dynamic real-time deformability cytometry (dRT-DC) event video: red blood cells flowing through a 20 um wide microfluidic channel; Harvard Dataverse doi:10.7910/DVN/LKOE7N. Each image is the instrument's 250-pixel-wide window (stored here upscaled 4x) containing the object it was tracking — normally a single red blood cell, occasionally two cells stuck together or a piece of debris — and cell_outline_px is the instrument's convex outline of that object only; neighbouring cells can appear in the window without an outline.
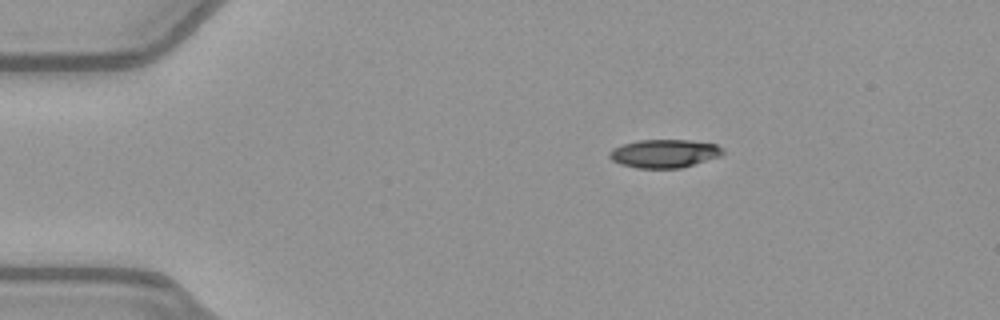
{"species": "common noctule bat (a hibernating species)", "species_latin": "Nyctalus noctula", "temperature_condition": "warm", "stored_images_in_passage": 43, "camera_frame_rate_fps": 3000, "um_per_image_px": 0.085, "animal": {"sex": "female", "body_mass_g": 21.9}, "frame": {"image": 1, "passage_image": 1, "time_ms": 0.0, "image_size_px": [1000, 320], "cell_outline_px": [[724, 152], [720, 156], [680, 168], [636, 168], [620, 164], [612, 160], [608, 156], [608, 152], [612, 148], [636, 140], [688, 140], [716, 144], [724, 148]], "centroid_in_image_um": [56.44, 13.04], "position_along_channel_um": 28.6, "area_um2": 18.73}}
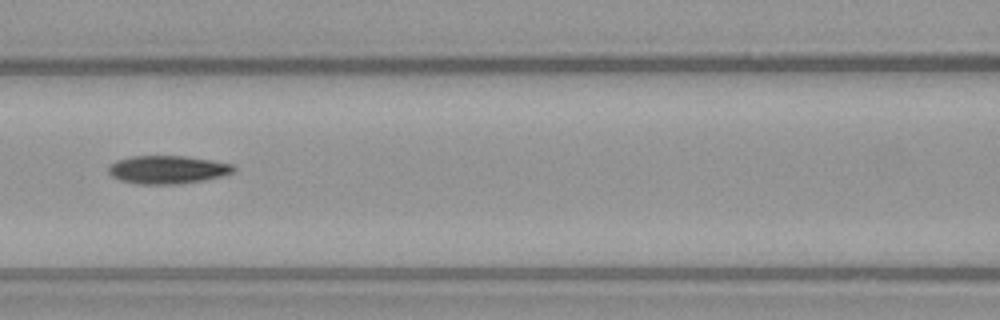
{"frame": {"image": 2, "passage_image": 15, "time_ms": 4.667, "image_size_px": [1000, 320], "cell_outline_px": [[236, 168], [232, 172], [220, 176], [204, 180], [176, 184], [136, 184], [120, 180], [112, 176], [108, 172], [108, 164], [116, 160], [132, 156], [184, 156], [212, 160], [232, 164]], "centroid_in_image_um": [14.19, 14.41], "position_along_channel_um": 152.4, "area_um2": 20.52}}
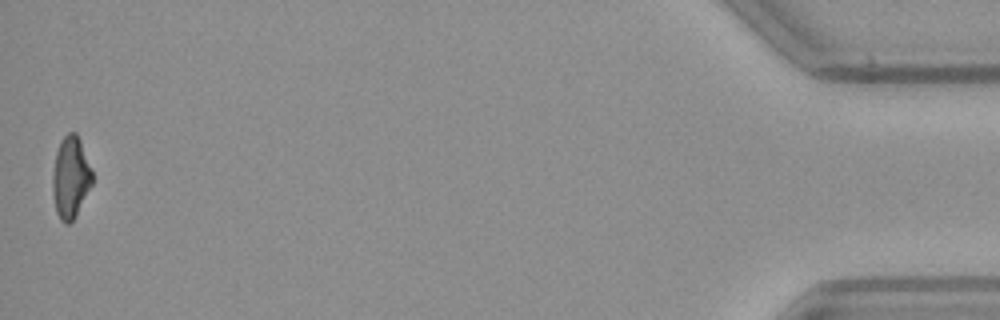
{"frame": {"image": 3, "passage_image": 43, "time_ms": 14.0, "image_size_px": [1000, 320], "cell_outline_px": [[92, 184], [76, 216], [68, 224], [64, 224], [60, 220], [56, 212], [52, 192], [52, 172], [56, 152], [60, 140], [68, 132], [76, 132], [80, 140], [92, 168]], "centroid_in_image_um": [5.99, 15.07], "position_along_channel_um": 429.2, "area_um2": 19.13}, "authors_computed_cell_mechanics": {"area_um2": 19.9988, "velocity_mm_per_s": 4.0094, "shape_relaxation_time_tau1_ms": 4.3134, "shape_relaxation_time_tau2_ms": 3.6138, "deformation_change_tau1": 0.1592, "deformation_change_tau2": 0.1138}}